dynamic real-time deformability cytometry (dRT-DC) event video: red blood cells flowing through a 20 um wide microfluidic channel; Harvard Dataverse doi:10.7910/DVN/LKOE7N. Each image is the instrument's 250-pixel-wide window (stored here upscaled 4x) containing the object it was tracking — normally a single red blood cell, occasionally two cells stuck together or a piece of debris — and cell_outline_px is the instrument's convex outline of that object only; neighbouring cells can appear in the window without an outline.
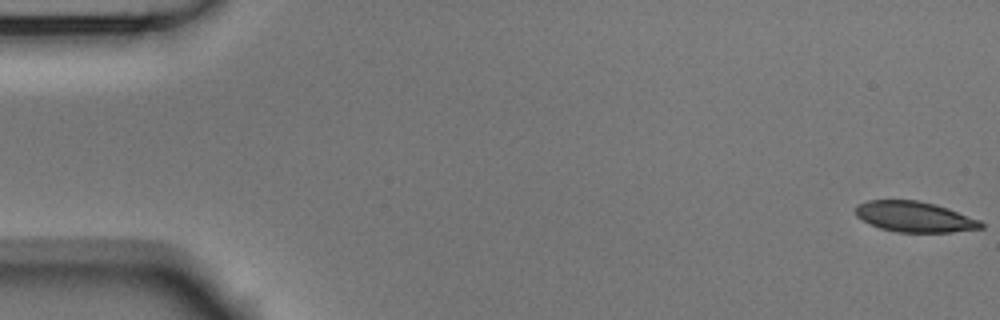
{"species": "Egyptian fruit bat (a non-hibernating species)", "species_latin": "Rousettus aegyptiacus", "temperature_condition": "room temperature", "stored_images_in_passage": 54, "camera_frame_rate_fps": 3000, "um_per_image_px": 0.085, "animal": {"sex": "male"}, "frame": {"image": 1, "passage_image": 1, "time_ms": 0.0, "image_size_px": [1000, 320], "cell_outline_px": [[984, 228], [952, 232], [896, 232], [880, 228], [856, 216], [856, 204], [868, 200], [916, 200], [936, 204], [948, 208], [980, 220], [984, 224]], "centroid_in_image_um": [77.76, 18.42], "position_along_channel_um": 7.2, "area_um2": 22.31}}
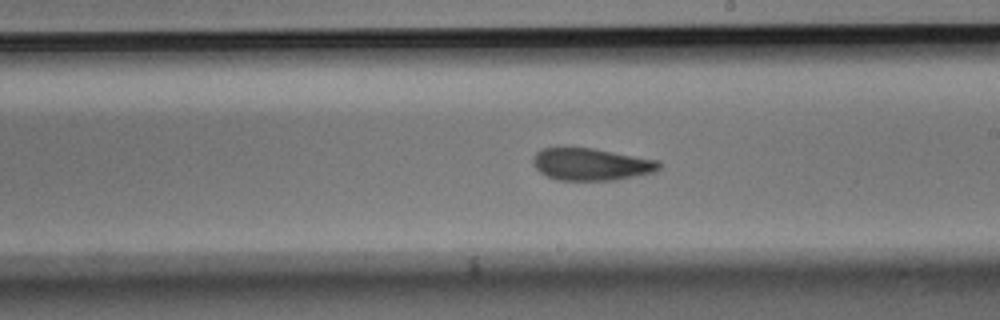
{"frame": {"image": 2, "passage_image": 31, "time_ms": 10.0, "image_size_px": [1000, 320], "cell_outline_px": [[660, 168], [656, 172], [616, 180], [556, 180], [540, 172], [532, 164], [532, 160], [536, 152], [540, 148], [592, 148], [660, 160]], "centroid_in_image_um": [50.26, 13.97], "position_along_channel_um": 238.7, "area_um2": 23.76}}
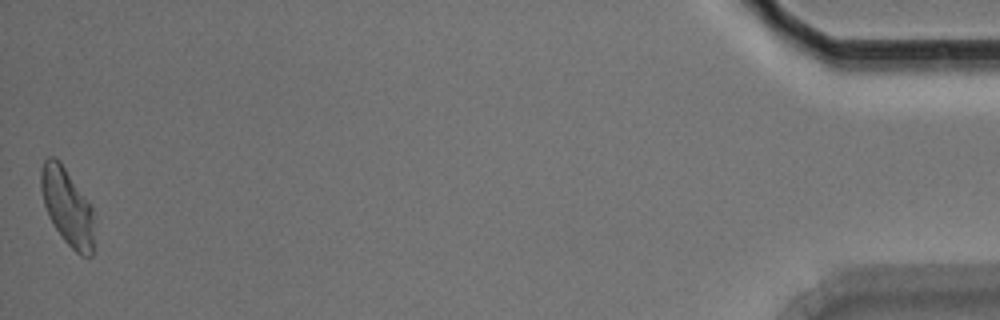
{"frame": {"image": 3, "passage_image": 54, "time_ms": 17.667, "image_size_px": [1000, 320], "cell_outline_px": [[92, 256], [80, 256], [64, 240], [48, 216], [44, 204], [40, 188], [40, 172], [44, 160], [48, 156], [56, 156], [60, 160], [92, 208]], "centroid_in_image_um": [5.67, 17.53], "position_along_channel_um": 429.5, "area_um2": 23.47}, "authors_computed_cell_mechanics": {"area_um2": 23.7847, "velocity_mm_per_s": 3.7228, "shape_relaxation_time_tau1_ms": 7.7002, "shape_relaxation_time_tau2_ms": 3.3302, "deformation_change_tau1": 0.1921, "deformation_change_tau2": 0.0822}}